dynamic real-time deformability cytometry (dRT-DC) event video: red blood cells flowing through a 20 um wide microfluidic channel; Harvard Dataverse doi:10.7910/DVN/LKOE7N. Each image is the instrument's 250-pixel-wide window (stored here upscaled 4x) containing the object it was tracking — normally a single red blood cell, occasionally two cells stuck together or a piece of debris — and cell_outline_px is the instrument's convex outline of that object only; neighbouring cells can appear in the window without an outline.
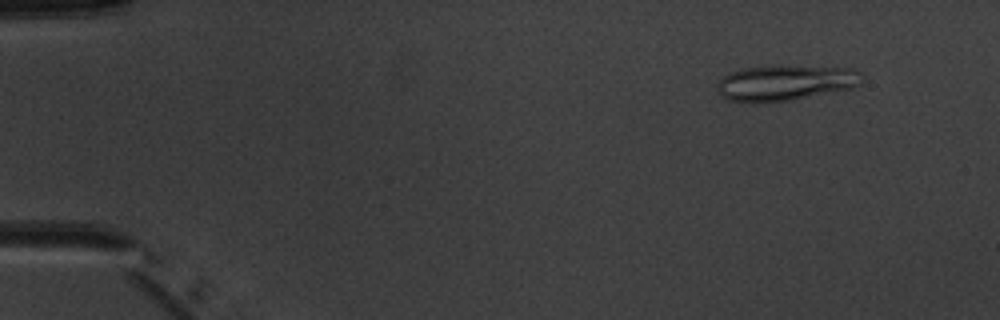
{"species": "common noctule bat (a hibernating species)", "species_latin": "Nyctalus noctula", "temperature_condition": "warm", "stored_images_in_passage": 4, "camera_frame_rate_fps": 3000, "um_per_image_px": 0.085, "animal": {"sex": "male", "body_mass_g": 20.1, "forearm_length_mm": 53.5}, "frame": {"image": 1, "passage_image": 2, "time_ms": 1.333, "image_size_px": [1000, 320], "cell_outline_px": [[860, 84], [852, 88], [788, 100], [756, 104], [728, 100], [716, 88], [720, 80], [724, 76], [732, 72], [744, 68], [772, 64], [852, 68], [860, 72]], "centroid_in_image_um": [66.73, 7.02], "position_along_channel_um": 18.3, "area_um2": 30.23}}